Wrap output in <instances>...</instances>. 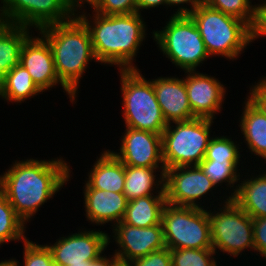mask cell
Returning <instances> with one entry per match:
<instances>
[{"mask_svg":"<svg viewBox=\"0 0 266 266\" xmlns=\"http://www.w3.org/2000/svg\"><path fill=\"white\" fill-rule=\"evenodd\" d=\"M68 167L61 159L17 162L0 176V191L25 222L68 181Z\"/></svg>","mask_w":266,"mask_h":266,"instance_id":"obj_1","label":"cell"},{"mask_svg":"<svg viewBox=\"0 0 266 266\" xmlns=\"http://www.w3.org/2000/svg\"><path fill=\"white\" fill-rule=\"evenodd\" d=\"M39 30L50 45L56 75L73 101L87 62L96 60L89 30L78 16Z\"/></svg>","mask_w":266,"mask_h":266,"instance_id":"obj_2","label":"cell"},{"mask_svg":"<svg viewBox=\"0 0 266 266\" xmlns=\"http://www.w3.org/2000/svg\"><path fill=\"white\" fill-rule=\"evenodd\" d=\"M88 28L96 60L117 64L123 70L136 69L133 61L138 46L143 41L145 26L140 13L102 15L96 13L95 26L91 28L85 15L78 17Z\"/></svg>","mask_w":266,"mask_h":266,"instance_id":"obj_3","label":"cell"},{"mask_svg":"<svg viewBox=\"0 0 266 266\" xmlns=\"http://www.w3.org/2000/svg\"><path fill=\"white\" fill-rule=\"evenodd\" d=\"M199 30L209 55L234 59L252 42L251 28L242 20L200 3L189 14Z\"/></svg>","mask_w":266,"mask_h":266,"instance_id":"obj_4","label":"cell"},{"mask_svg":"<svg viewBox=\"0 0 266 266\" xmlns=\"http://www.w3.org/2000/svg\"><path fill=\"white\" fill-rule=\"evenodd\" d=\"M212 119L194 118L188 121L173 122L177 126L171 129L167 125L161 135L162 146V181L165 169L182 166H198L204 159L209 138ZM193 162V163H192Z\"/></svg>","mask_w":266,"mask_h":266,"instance_id":"obj_5","label":"cell"},{"mask_svg":"<svg viewBox=\"0 0 266 266\" xmlns=\"http://www.w3.org/2000/svg\"><path fill=\"white\" fill-rule=\"evenodd\" d=\"M138 69H121V83L126 127L162 135L167 127L157 102L153 84Z\"/></svg>","mask_w":266,"mask_h":266,"instance_id":"obj_6","label":"cell"},{"mask_svg":"<svg viewBox=\"0 0 266 266\" xmlns=\"http://www.w3.org/2000/svg\"><path fill=\"white\" fill-rule=\"evenodd\" d=\"M165 245L169 249H212L208 212L202 207L166 204L162 212Z\"/></svg>","mask_w":266,"mask_h":266,"instance_id":"obj_7","label":"cell"},{"mask_svg":"<svg viewBox=\"0 0 266 266\" xmlns=\"http://www.w3.org/2000/svg\"><path fill=\"white\" fill-rule=\"evenodd\" d=\"M154 37L166 57L186 72L195 71V67L209 56L189 15H173L163 31L154 32Z\"/></svg>","mask_w":266,"mask_h":266,"instance_id":"obj_8","label":"cell"},{"mask_svg":"<svg viewBox=\"0 0 266 266\" xmlns=\"http://www.w3.org/2000/svg\"><path fill=\"white\" fill-rule=\"evenodd\" d=\"M225 203L223 212L216 215L208 212L212 249L238 256L246 247L254 249L253 218L232 199Z\"/></svg>","mask_w":266,"mask_h":266,"instance_id":"obj_9","label":"cell"},{"mask_svg":"<svg viewBox=\"0 0 266 266\" xmlns=\"http://www.w3.org/2000/svg\"><path fill=\"white\" fill-rule=\"evenodd\" d=\"M2 1L4 6L1 10L0 21L24 27L35 25L36 28L41 29L51 24L64 23L71 20L70 13L74 16V11L69 7L66 0Z\"/></svg>","mask_w":266,"mask_h":266,"instance_id":"obj_10","label":"cell"},{"mask_svg":"<svg viewBox=\"0 0 266 266\" xmlns=\"http://www.w3.org/2000/svg\"><path fill=\"white\" fill-rule=\"evenodd\" d=\"M192 166L165 169L163 184L168 204L199 207L195 203L196 199L206 194L215 186L199 166Z\"/></svg>","mask_w":266,"mask_h":266,"instance_id":"obj_11","label":"cell"},{"mask_svg":"<svg viewBox=\"0 0 266 266\" xmlns=\"http://www.w3.org/2000/svg\"><path fill=\"white\" fill-rule=\"evenodd\" d=\"M62 238L47 246L53 262L60 266H88V261L97 259L109 242L108 235L102 231H84Z\"/></svg>","mask_w":266,"mask_h":266,"instance_id":"obj_12","label":"cell"},{"mask_svg":"<svg viewBox=\"0 0 266 266\" xmlns=\"http://www.w3.org/2000/svg\"><path fill=\"white\" fill-rule=\"evenodd\" d=\"M122 251L115 252L122 266L129 261L166 247L162 223L147 228L127 225L122 221L114 229Z\"/></svg>","mask_w":266,"mask_h":266,"instance_id":"obj_13","label":"cell"},{"mask_svg":"<svg viewBox=\"0 0 266 266\" xmlns=\"http://www.w3.org/2000/svg\"><path fill=\"white\" fill-rule=\"evenodd\" d=\"M112 153L124 165L158 168V162L163 163L161 135L127 127L120 155L113 151Z\"/></svg>","mask_w":266,"mask_h":266,"instance_id":"obj_14","label":"cell"},{"mask_svg":"<svg viewBox=\"0 0 266 266\" xmlns=\"http://www.w3.org/2000/svg\"><path fill=\"white\" fill-rule=\"evenodd\" d=\"M19 64L30 73L32 81L43 90L60 82L47 40L29 37L23 44Z\"/></svg>","mask_w":266,"mask_h":266,"instance_id":"obj_15","label":"cell"},{"mask_svg":"<svg viewBox=\"0 0 266 266\" xmlns=\"http://www.w3.org/2000/svg\"><path fill=\"white\" fill-rule=\"evenodd\" d=\"M189 73L184 81L193 115L196 118L213 119L214 113L221 108L225 93L223 85L213 77L193 71Z\"/></svg>","mask_w":266,"mask_h":266,"instance_id":"obj_16","label":"cell"},{"mask_svg":"<svg viewBox=\"0 0 266 266\" xmlns=\"http://www.w3.org/2000/svg\"><path fill=\"white\" fill-rule=\"evenodd\" d=\"M157 102L167 124L196 118L189 105L185 81L178 78H158L152 81Z\"/></svg>","mask_w":266,"mask_h":266,"instance_id":"obj_17","label":"cell"},{"mask_svg":"<svg viewBox=\"0 0 266 266\" xmlns=\"http://www.w3.org/2000/svg\"><path fill=\"white\" fill-rule=\"evenodd\" d=\"M84 194L86 214L90 221L98 224L113 220L118 224L122 221L128 206L124 193L85 189Z\"/></svg>","mask_w":266,"mask_h":266,"instance_id":"obj_18","label":"cell"},{"mask_svg":"<svg viewBox=\"0 0 266 266\" xmlns=\"http://www.w3.org/2000/svg\"><path fill=\"white\" fill-rule=\"evenodd\" d=\"M125 165L112 153L105 151L94 165L85 189L123 193Z\"/></svg>","mask_w":266,"mask_h":266,"instance_id":"obj_19","label":"cell"},{"mask_svg":"<svg viewBox=\"0 0 266 266\" xmlns=\"http://www.w3.org/2000/svg\"><path fill=\"white\" fill-rule=\"evenodd\" d=\"M158 194L155 197L149 195L128 201L122 222L141 228L161 224L162 212L167 204L164 184Z\"/></svg>","mask_w":266,"mask_h":266,"instance_id":"obj_20","label":"cell"},{"mask_svg":"<svg viewBox=\"0 0 266 266\" xmlns=\"http://www.w3.org/2000/svg\"><path fill=\"white\" fill-rule=\"evenodd\" d=\"M27 31V27L0 21V83L19 64L23 44L30 37Z\"/></svg>","mask_w":266,"mask_h":266,"instance_id":"obj_21","label":"cell"},{"mask_svg":"<svg viewBox=\"0 0 266 266\" xmlns=\"http://www.w3.org/2000/svg\"><path fill=\"white\" fill-rule=\"evenodd\" d=\"M229 199L253 219L266 217V173L241 183Z\"/></svg>","mask_w":266,"mask_h":266,"instance_id":"obj_22","label":"cell"},{"mask_svg":"<svg viewBox=\"0 0 266 266\" xmlns=\"http://www.w3.org/2000/svg\"><path fill=\"white\" fill-rule=\"evenodd\" d=\"M245 104L240 124L241 131L249 149L266 159V117L250 99Z\"/></svg>","mask_w":266,"mask_h":266,"instance_id":"obj_23","label":"cell"},{"mask_svg":"<svg viewBox=\"0 0 266 266\" xmlns=\"http://www.w3.org/2000/svg\"><path fill=\"white\" fill-rule=\"evenodd\" d=\"M42 92L32 81L30 73L18 64L6 73L0 83V95L10 101L21 102L30 96Z\"/></svg>","mask_w":266,"mask_h":266,"instance_id":"obj_24","label":"cell"},{"mask_svg":"<svg viewBox=\"0 0 266 266\" xmlns=\"http://www.w3.org/2000/svg\"><path fill=\"white\" fill-rule=\"evenodd\" d=\"M156 168L125 165L124 195L128 201L151 195Z\"/></svg>","mask_w":266,"mask_h":266,"instance_id":"obj_25","label":"cell"},{"mask_svg":"<svg viewBox=\"0 0 266 266\" xmlns=\"http://www.w3.org/2000/svg\"><path fill=\"white\" fill-rule=\"evenodd\" d=\"M24 224L8 199L0 191V244L10 240H26L22 235Z\"/></svg>","mask_w":266,"mask_h":266,"instance_id":"obj_26","label":"cell"},{"mask_svg":"<svg viewBox=\"0 0 266 266\" xmlns=\"http://www.w3.org/2000/svg\"><path fill=\"white\" fill-rule=\"evenodd\" d=\"M202 3L244 21L250 28L255 21L256 7L250 6L249 0H202Z\"/></svg>","mask_w":266,"mask_h":266,"instance_id":"obj_27","label":"cell"},{"mask_svg":"<svg viewBox=\"0 0 266 266\" xmlns=\"http://www.w3.org/2000/svg\"><path fill=\"white\" fill-rule=\"evenodd\" d=\"M172 266H217L213 249H170Z\"/></svg>","mask_w":266,"mask_h":266,"instance_id":"obj_28","label":"cell"},{"mask_svg":"<svg viewBox=\"0 0 266 266\" xmlns=\"http://www.w3.org/2000/svg\"><path fill=\"white\" fill-rule=\"evenodd\" d=\"M238 161H201L198 166L216 185L221 182L234 184L237 180L236 167Z\"/></svg>","mask_w":266,"mask_h":266,"instance_id":"obj_29","label":"cell"},{"mask_svg":"<svg viewBox=\"0 0 266 266\" xmlns=\"http://www.w3.org/2000/svg\"><path fill=\"white\" fill-rule=\"evenodd\" d=\"M231 139L216 137L210 139L202 161H239L238 147Z\"/></svg>","mask_w":266,"mask_h":266,"instance_id":"obj_30","label":"cell"},{"mask_svg":"<svg viewBox=\"0 0 266 266\" xmlns=\"http://www.w3.org/2000/svg\"><path fill=\"white\" fill-rule=\"evenodd\" d=\"M23 242L25 266H50L53 263L52 253L47 245H36L27 239Z\"/></svg>","mask_w":266,"mask_h":266,"instance_id":"obj_31","label":"cell"},{"mask_svg":"<svg viewBox=\"0 0 266 266\" xmlns=\"http://www.w3.org/2000/svg\"><path fill=\"white\" fill-rule=\"evenodd\" d=\"M92 7L102 15L131 14L137 13V0H97Z\"/></svg>","mask_w":266,"mask_h":266,"instance_id":"obj_32","label":"cell"},{"mask_svg":"<svg viewBox=\"0 0 266 266\" xmlns=\"http://www.w3.org/2000/svg\"><path fill=\"white\" fill-rule=\"evenodd\" d=\"M130 263H134V266H172L170 249L165 247L153 251L146 256L131 260ZM130 263L124 266H133Z\"/></svg>","mask_w":266,"mask_h":266,"instance_id":"obj_33","label":"cell"},{"mask_svg":"<svg viewBox=\"0 0 266 266\" xmlns=\"http://www.w3.org/2000/svg\"><path fill=\"white\" fill-rule=\"evenodd\" d=\"M254 250L266 258V217L253 219Z\"/></svg>","mask_w":266,"mask_h":266,"instance_id":"obj_34","label":"cell"},{"mask_svg":"<svg viewBox=\"0 0 266 266\" xmlns=\"http://www.w3.org/2000/svg\"><path fill=\"white\" fill-rule=\"evenodd\" d=\"M266 35V3L256 6L255 21L251 27V40Z\"/></svg>","mask_w":266,"mask_h":266,"instance_id":"obj_35","label":"cell"},{"mask_svg":"<svg viewBox=\"0 0 266 266\" xmlns=\"http://www.w3.org/2000/svg\"><path fill=\"white\" fill-rule=\"evenodd\" d=\"M249 99L262 111L266 117V79L254 86Z\"/></svg>","mask_w":266,"mask_h":266,"instance_id":"obj_36","label":"cell"},{"mask_svg":"<svg viewBox=\"0 0 266 266\" xmlns=\"http://www.w3.org/2000/svg\"><path fill=\"white\" fill-rule=\"evenodd\" d=\"M188 2L189 3L191 2L193 9L189 10L187 8L186 9L180 8L174 15H189L192 12V10H194L202 2V0H166V4L168 5H172V4L178 5L182 3L183 4L188 3Z\"/></svg>","mask_w":266,"mask_h":266,"instance_id":"obj_37","label":"cell"},{"mask_svg":"<svg viewBox=\"0 0 266 266\" xmlns=\"http://www.w3.org/2000/svg\"><path fill=\"white\" fill-rule=\"evenodd\" d=\"M113 258L112 261H110L105 257L99 256L95 260L88 261V266H122L116 255Z\"/></svg>","mask_w":266,"mask_h":266,"instance_id":"obj_38","label":"cell"},{"mask_svg":"<svg viewBox=\"0 0 266 266\" xmlns=\"http://www.w3.org/2000/svg\"><path fill=\"white\" fill-rule=\"evenodd\" d=\"M161 4H166V0H137V12L139 13L140 9H149Z\"/></svg>","mask_w":266,"mask_h":266,"instance_id":"obj_39","label":"cell"},{"mask_svg":"<svg viewBox=\"0 0 266 266\" xmlns=\"http://www.w3.org/2000/svg\"><path fill=\"white\" fill-rule=\"evenodd\" d=\"M69 7L74 11V7L78 5H80L81 3H83V0H66ZM79 1V2H78ZM82 1V2H81ZM84 1H87L89 4H91L92 6L94 5V3L97 1V0H84ZM81 2V3H80ZM77 3V4H76Z\"/></svg>","mask_w":266,"mask_h":266,"instance_id":"obj_40","label":"cell"},{"mask_svg":"<svg viewBox=\"0 0 266 266\" xmlns=\"http://www.w3.org/2000/svg\"><path fill=\"white\" fill-rule=\"evenodd\" d=\"M17 264H18L17 261L9 260V261H4V262L2 261L0 263V266H18Z\"/></svg>","mask_w":266,"mask_h":266,"instance_id":"obj_41","label":"cell"},{"mask_svg":"<svg viewBox=\"0 0 266 266\" xmlns=\"http://www.w3.org/2000/svg\"><path fill=\"white\" fill-rule=\"evenodd\" d=\"M50 266H60V265L53 262Z\"/></svg>","mask_w":266,"mask_h":266,"instance_id":"obj_42","label":"cell"}]
</instances>
